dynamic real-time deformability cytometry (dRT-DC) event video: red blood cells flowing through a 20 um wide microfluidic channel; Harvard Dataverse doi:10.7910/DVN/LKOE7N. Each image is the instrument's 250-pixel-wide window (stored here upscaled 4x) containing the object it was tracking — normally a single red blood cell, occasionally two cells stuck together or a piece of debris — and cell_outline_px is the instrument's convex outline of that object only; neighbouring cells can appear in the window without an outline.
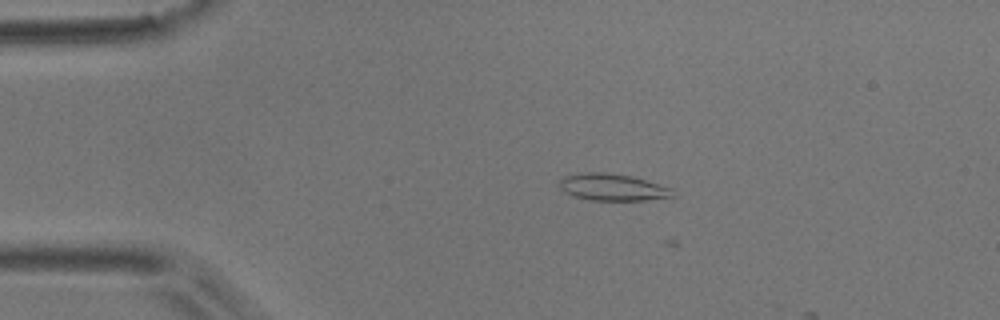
{"species": "common noctule bat (a hibernating species)", "species_latin": "Nyctalus noctula", "temperature_condition": "room temperature", "stored_images_in_passage": 4, "camera_frame_rate_fps": 3000, "um_per_image_px": 0.085, "animal": {"sex": "male", "body_mass_g": 17.9}, "frame": {"image": 1, "passage_image": 3, "time_ms": 2.333, "image_size_px": [1000, 320], "cell_outline_px": [[676, 196], [644, 200], [588, 200], [572, 196], [564, 192], [560, 188], [560, 180], [564, 176], [584, 172], [604, 172], [632, 176], [672, 188]], "centroid_in_image_um": [52.05, 15.92], "position_along_channel_um": 32.9, "area_um2": 17.8}}